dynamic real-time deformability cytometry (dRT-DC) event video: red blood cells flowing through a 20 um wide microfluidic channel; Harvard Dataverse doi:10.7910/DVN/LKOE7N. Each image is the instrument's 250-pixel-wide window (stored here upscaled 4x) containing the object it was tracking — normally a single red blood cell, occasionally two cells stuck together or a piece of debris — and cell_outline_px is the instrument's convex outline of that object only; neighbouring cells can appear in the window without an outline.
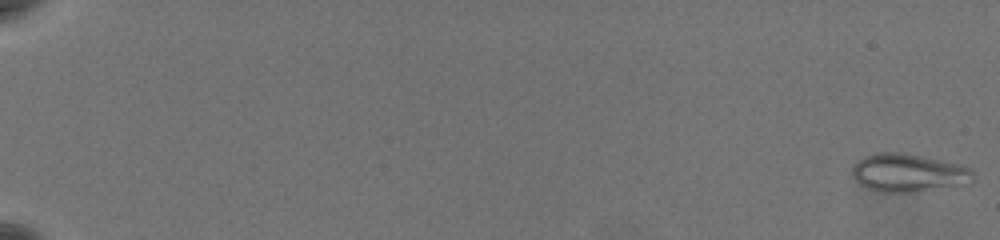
{"species": "common noctule bat (a hibernating species)", "species_latin": "Nyctalus noctula", "temperature_condition": "warm", "stored_images_in_passage": 61, "camera_frame_rate_fps": 3000, "um_per_image_px": 0.085, "animal": {"sex": "female", "body_mass_g": 19.5, "forearm_length_mm": 54.1}, "frame": {"image": 1, "passage_image": 1, "time_ms": 0.0, "image_size_px": [1000, 240], "cell_outline_px": [[976, 176], [968, 184], [908, 192], [880, 192], [868, 188], [860, 184], [852, 176], [852, 164], [856, 160], [864, 156], [876, 152], [900, 152], [924, 156], [960, 164], [972, 168]], "centroid_in_image_um": [77.21, 14.67], "position_along_channel_um": 7.8, "area_um2": 27.17}}
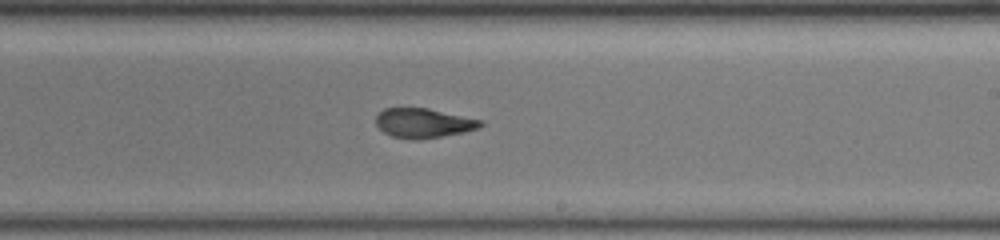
{"frame": {"image": 2, "passage_image": 40, "time_ms": 13.0, "image_size_px": [1000, 240], "cell_outline_px": [[484, 124], [480, 128], [464, 132], [416, 140], [412, 140], [392, 136], [384, 132], [376, 124], [376, 116], [384, 108], [428, 108], [484, 120]], "centroid_in_image_um": [36.03, 10.45], "position_along_channel_um": 253.0, "area_um2": 18.03}}
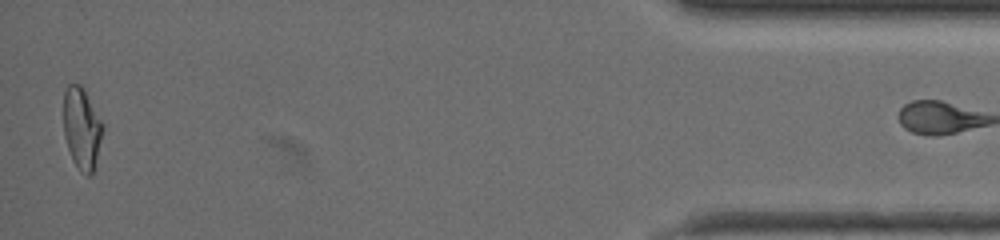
{"frame": {"image": 3, "passage_image": 60, "time_ms": 19.667, "image_size_px": [1000, 240], "cell_outline_px": [[104, 128], [92, 176], [88, 176], [80, 172], [72, 160], [64, 136], [64, 92], [68, 84], [80, 84], [84, 88], [104, 124]], "centroid_in_image_um": [6.96, 10.91], "position_along_channel_um": 428.2, "area_um2": 18.84}}